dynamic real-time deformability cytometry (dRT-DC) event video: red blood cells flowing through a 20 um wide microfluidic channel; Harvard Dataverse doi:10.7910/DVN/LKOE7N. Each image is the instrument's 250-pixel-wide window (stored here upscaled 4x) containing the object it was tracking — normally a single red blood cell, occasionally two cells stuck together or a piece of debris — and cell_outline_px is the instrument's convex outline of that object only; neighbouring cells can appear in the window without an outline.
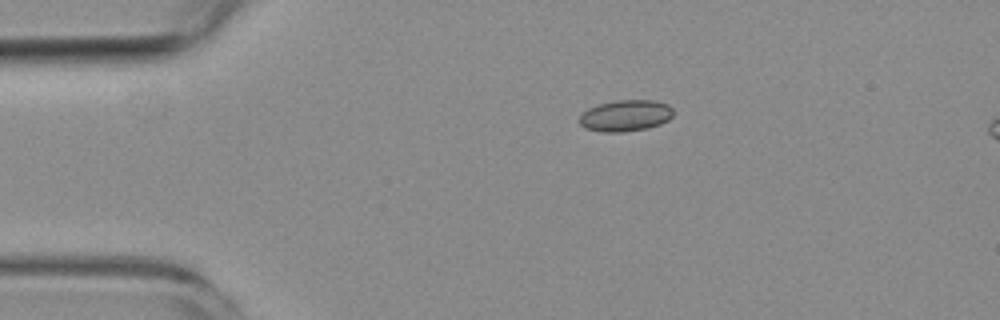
{"species": "common noctule bat (a hibernating species)", "species_latin": "Nyctalus noctula", "temperature_condition": "room temperature", "stored_images_in_passage": 3, "camera_frame_rate_fps": 3000, "um_per_image_px": 0.085, "animal": {"sex": "female", "body_mass_g": 19.3, "forearm_length_mm": 54.1}, "frame": {"image": 1, "passage_image": 1, "time_ms": 0.0, "image_size_px": [1000, 320], "cell_outline_px": [[672, 116], [668, 120], [660, 124], [648, 128], [620, 132], [604, 132], [584, 128], [580, 124], [580, 116], [588, 108], [600, 104], [616, 100], [656, 100], [668, 104], [672, 108]], "centroid_in_image_um": [53.18, 9.82], "position_along_channel_um": 31.8, "area_um2": 17.11}}
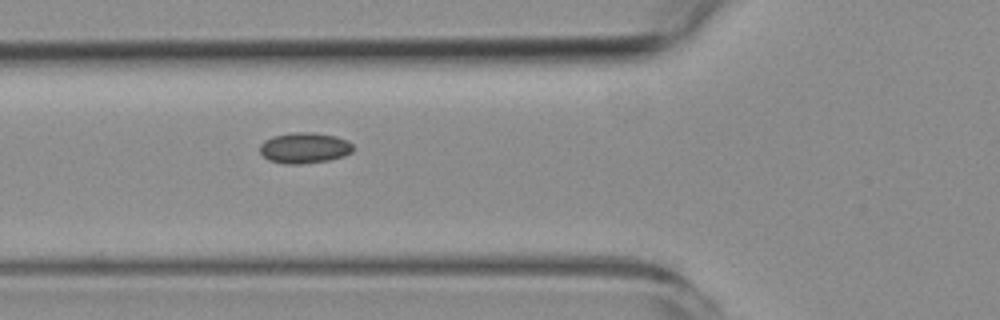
{"frame": {"image": 2, "passage_image": 3, "time_ms": 3.0, "image_size_px": [1000, 320], "cell_outline_px": [[352, 152], [344, 156], [328, 160], [300, 164], [284, 164], [268, 160], [260, 152], [260, 144], [264, 140], [272, 136], [292, 132], [312, 132], [336, 136], [348, 140], [352, 144]], "centroid_in_image_um": [25.86, 12.56], "position_along_channel_um": 99.9, "area_um2": 16.82}}